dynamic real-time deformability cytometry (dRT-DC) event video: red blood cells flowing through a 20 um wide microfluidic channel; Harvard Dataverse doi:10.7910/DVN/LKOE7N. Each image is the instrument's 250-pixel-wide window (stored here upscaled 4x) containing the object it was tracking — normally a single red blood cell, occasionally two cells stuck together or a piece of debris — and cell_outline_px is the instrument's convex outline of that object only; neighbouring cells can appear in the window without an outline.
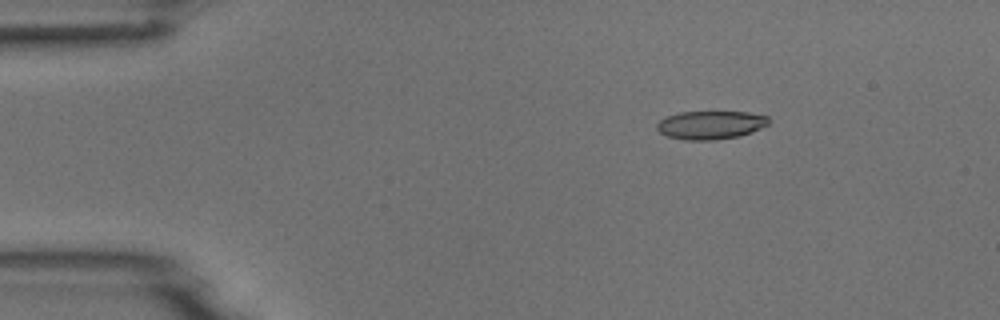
{"species": "common noctule bat (a hibernating species)", "species_latin": "Nyctalus noctula", "temperature_condition": "room temperature", "stored_images_in_passage": 5, "camera_frame_rate_fps": 3000, "um_per_image_px": 0.085, "animal": {"sex": "male", "body_mass_g": 18.8}, "frame": {"image": 1, "passage_image": 3, "time_ms": 2.333, "image_size_px": [1000, 320], "cell_outline_px": [[768, 124], [752, 132], [740, 136], [716, 140], [684, 140], [668, 136], [660, 132], [656, 128], [656, 124], [660, 120], [668, 116], [680, 112], [748, 112], [768, 116]], "centroid_in_image_um": [60.4, 10.63], "position_along_channel_um": 24.6, "area_um2": 18.44}}